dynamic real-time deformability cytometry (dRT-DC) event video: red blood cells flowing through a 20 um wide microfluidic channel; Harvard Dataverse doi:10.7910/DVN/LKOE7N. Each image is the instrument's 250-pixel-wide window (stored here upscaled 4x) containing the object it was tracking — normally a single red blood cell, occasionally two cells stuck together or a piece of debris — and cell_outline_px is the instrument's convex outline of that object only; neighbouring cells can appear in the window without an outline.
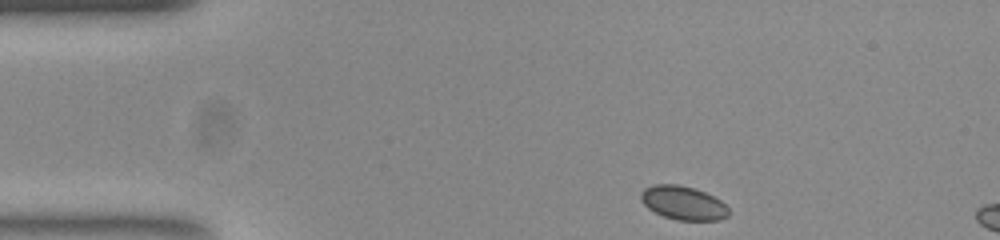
{"species": "common noctule bat (a hibernating species)", "species_latin": "Nyctalus noctula", "temperature_condition": "room temperature", "stored_images_in_passage": 47, "camera_frame_rate_fps": 3000, "um_per_image_px": 0.085, "animal": {"sex": "female", "body_mass_g": 23.0, "forearm_length_mm": 53.4}, "frame": {"image": 1, "passage_image": 1, "time_ms": 0.0, "image_size_px": [1000, 240], "cell_outline_px": [[728, 216], [720, 220], [676, 220], [664, 216], [648, 208], [640, 200], [640, 192], [644, 188], [656, 184], [676, 184], [696, 188], [720, 200], [728, 208]], "centroid_in_image_um": [58.05, 17.24], "position_along_channel_um": 26.9, "area_um2": 17.22}}
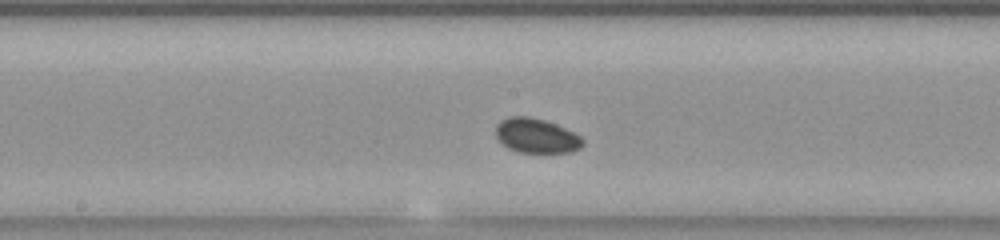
{"frame": {"image": 2, "passage_image": 20, "time_ms": 6.333, "image_size_px": [1000, 240], "cell_outline_px": [[584, 144], [580, 148], [572, 152], [516, 152], [508, 148], [496, 136], [496, 124], [500, 120], [508, 116], [528, 116], [544, 120], [556, 124], [580, 136], [584, 140]], "centroid_in_image_um": [45.58, 11.53], "position_along_channel_um": 202.6, "area_um2": 17.51}}
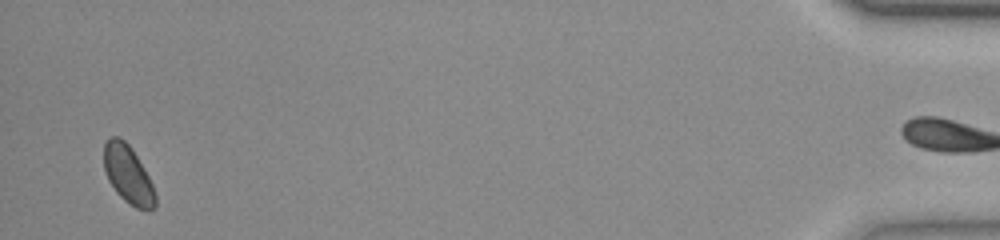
{"frame": {"image": 3, "passage_image": 45, "time_ms": 14.667, "image_size_px": [1000, 240], "cell_outline_px": [[156, 208], [148, 212], [136, 208], [124, 200], [116, 192], [108, 180], [104, 168], [104, 144], [112, 136], [116, 136], [124, 140], [132, 148], [148, 176], [152, 184], [156, 196]], "centroid_in_image_um": [10.9, 14.87], "position_along_channel_um": 424.3, "area_um2": 17.4}}